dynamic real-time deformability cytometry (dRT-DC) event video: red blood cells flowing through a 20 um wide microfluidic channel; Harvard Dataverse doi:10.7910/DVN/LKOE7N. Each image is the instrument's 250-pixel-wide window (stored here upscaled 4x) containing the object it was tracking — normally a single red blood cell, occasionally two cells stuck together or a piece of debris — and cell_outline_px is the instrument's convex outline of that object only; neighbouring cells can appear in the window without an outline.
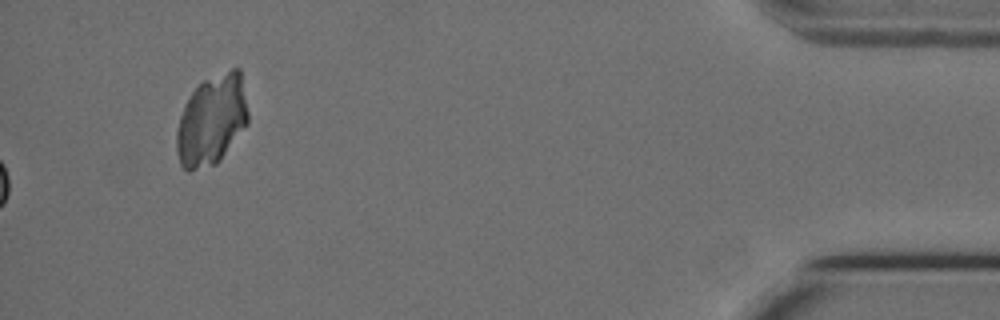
{"species": "Egyptian fruit bat (a non-hibernating species)", "species_latin": "Rousettus aegyptiacus", "temperature_condition": "cold", "stored_images_in_passage": 58, "segment_of_instrument_passage": [2, 2], "camera_frame_rate_fps": 3000, "um_per_image_px": 0.085, "animal": {"sex": "female"}, "frame": {"image": 1, "passage_image": 58, "time_ms": 19.0, "image_size_px": [1000, 320], "cell_outline_px": [[248, 124], [220, 160], [216, 164], [188, 172], [180, 164], [176, 152], [176, 132], [180, 116], [184, 104], [192, 92], [204, 80], [232, 68], [240, 68], [248, 112]], "centroid_in_image_um": [17.99, 10.24], "position_along_channel_um": 417.2, "area_um2": 37.69}}